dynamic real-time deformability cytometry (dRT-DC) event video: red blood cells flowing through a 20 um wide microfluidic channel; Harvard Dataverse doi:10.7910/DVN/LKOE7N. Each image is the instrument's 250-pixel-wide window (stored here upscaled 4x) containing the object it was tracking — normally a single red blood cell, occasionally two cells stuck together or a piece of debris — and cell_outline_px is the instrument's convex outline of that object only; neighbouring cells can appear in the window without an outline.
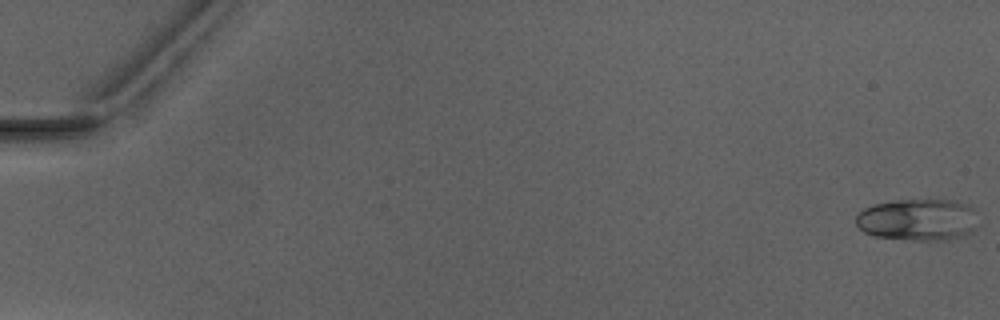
{"species": "Egyptian fruit bat (a non-hibernating species)", "species_latin": "Rousettus aegyptiacus", "temperature_condition": "warm", "stored_images_in_passage": 3, "camera_frame_rate_fps": 3000, "um_per_image_px": 0.085, "animal": {"sex": "male"}, "frame": {"image": 1, "passage_image": 1, "time_ms": 0.0, "image_size_px": [1000, 320], "cell_outline_px": [[980, 224], [968, 236], [944, 240], [916, 240], [876, 236], [864, 232], [856, 224], [856, 216], [864, 208], [872, 204], [892, 200], [928, 196], [956, 200], [968, 204], [972, 208]], "centroid_in_image_um": [78.09, 18.62], "position_along_channel_um": 6.9, "area_um2": 31.15}}